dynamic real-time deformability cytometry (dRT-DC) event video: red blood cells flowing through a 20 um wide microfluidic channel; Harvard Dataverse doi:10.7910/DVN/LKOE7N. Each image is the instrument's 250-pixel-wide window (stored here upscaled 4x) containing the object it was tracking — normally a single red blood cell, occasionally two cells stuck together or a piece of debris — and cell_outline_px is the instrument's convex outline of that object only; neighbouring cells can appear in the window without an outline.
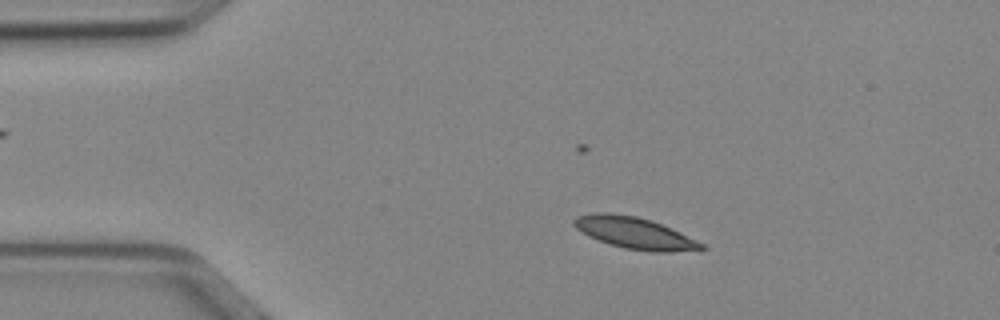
{"species": "Egyptian fruit bat (a non-hibernating species)", "species_latin": "Rousettus aegyptiacus", "temperature_condition": "cold", "stored_images_in_passage": 49, "camera_frame_rate_fps": 3000, "um_per_image_px": 0.085, "animal": {"sex": "female"}, "frame": {"image": 1, "passage_image": 8, "time_ms": 2.333, "image_size_px": [1000, 320], "cell_outline_px": [[708, 248], [668, 252], [652, 252], [624, 248], [588, 236], [576, 228], [572, 224], [572, 220], [576, 216], [596, 212], [608, 212], [636, 216], [652, 220], [672, 228], [704, 244]], "centroid_in_image_um": [53.92, 19.79], "position_along_channel_um": 31.1, "area_um2": 23.41}}
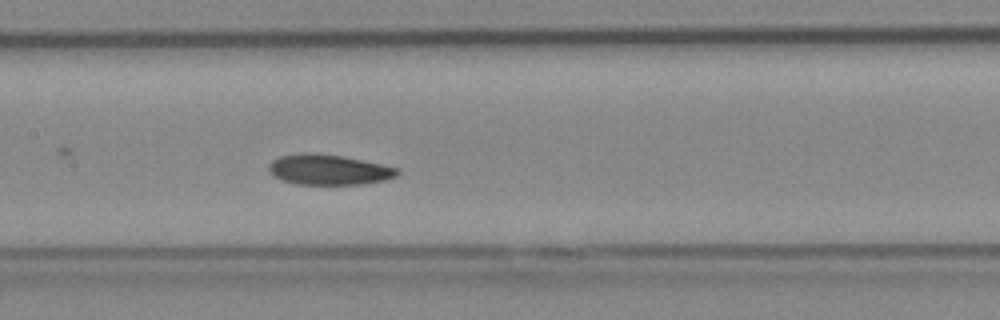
{"frame": {"image": 2, "passage_image": 23, "time_ms": 7.333, "image_size_px": [1000, 320], "cell_outline_px": [[400, 172], [396, 176], [384, 180], [364, 184], [296, 184], [280, 180], [272, 176], [268, 172], [268, 164], [272, 160], [280, 156], [300, 152], [316, 152], [344, 156], [400, 168]], "centroid_in_image_um": [27.9, 14.41], "position_along_channel_um": 179.5, "area_um2": 23.18}}
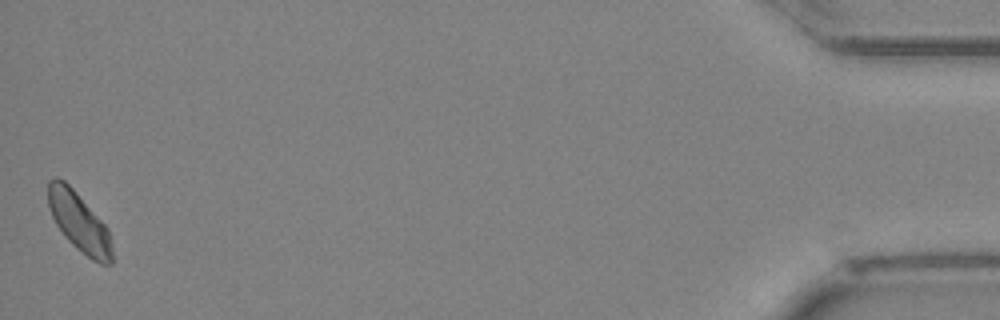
{"frame": {"image": 3, "passage_image": 49, "time_ms": 16.0, "image_size_px": [1000, 320], "cell_outline_px": [[112, 264], [100, 264], [92, 260], [76, 248], [64, 236], [56, 224], [48, 208], [48, 180], [56, 176], [64, 180], [76, 192], [108, 228], [112, 252]], "centroid_in_image_um": [6.7, 18.87], "position_along_channel_um": 428.5, "area_um2": 21.96}, "authors_computed_cell_mechanics": {"area_um2": 22.4842, "velocity_mm_per_s": 3.9612, "shape_relaxation_time_tau1_ms": 4.2129, "shape_relaxation_time_tau2_ms": null, "deformation_change_tau1": 0.0945, "deformation_change_tau2": null}}